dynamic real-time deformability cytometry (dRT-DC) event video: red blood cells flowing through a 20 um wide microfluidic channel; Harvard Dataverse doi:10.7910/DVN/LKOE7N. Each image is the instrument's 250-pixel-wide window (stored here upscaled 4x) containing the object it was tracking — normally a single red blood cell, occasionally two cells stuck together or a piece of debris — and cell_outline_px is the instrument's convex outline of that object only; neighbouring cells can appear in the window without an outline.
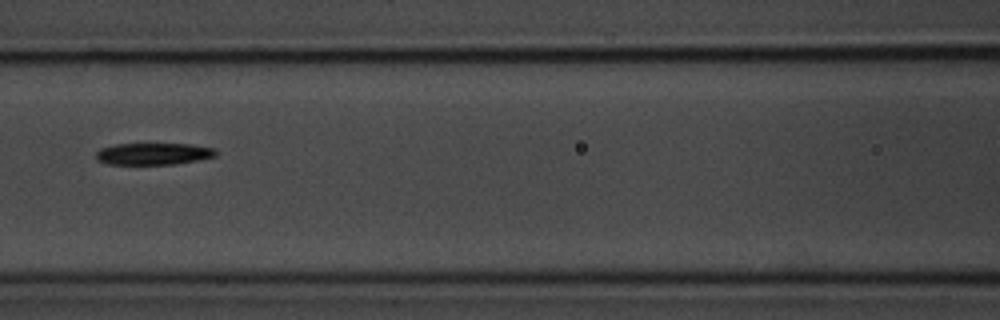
{"species": "common noctule bat (a hibernating species)", "species_latin": "Nyctalus noctula", "temperature_condition": "room temperature", "stored_images_in_passage": 15, "camera_frame_rate_fps": 3000, "um_per_image_px": 0.085, "animal": {"sex": "male", "body_mass_g": 20.1, "forearm_length_mm": 53.5}, "frame": {"image": 1, "passage_image": 7, "time_ms": 7.667, "image_size_px": [1000, 320], "cell_outline_px": [[216, 156], [196, 160], [172, 164], [108, 164], [96, 160], [96, 152], [100, 148], [116, 144], [188, 144], [216, 148]], "centroid_in_image_um": [13.01, 13.07], "position_along_channel_um": 153.6, "area_um2": 15.14}}
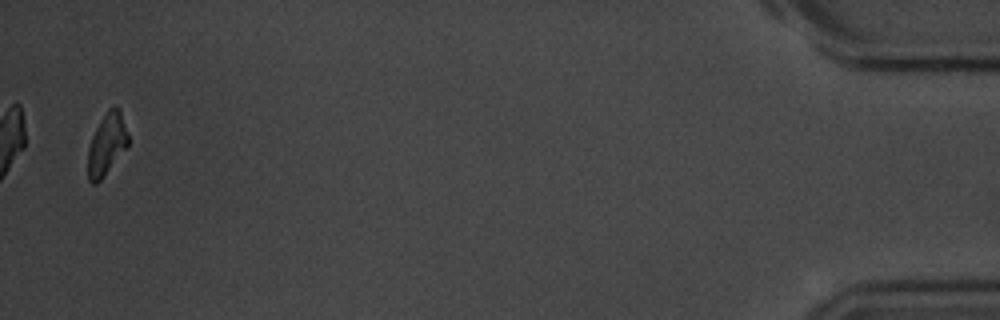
{"frame": {"image": 2, "passage_image": 15, "time_ms": 17.667, "image_size_px": [1000, 320], "cell_outline_px": [[128, 144], [104, 176], [96, 184], [92, 184], [88, 180], [88, 148], [92, 136], [100, 120], [108, 108], [112, 104], [116, 104], [120, 112], [128, 136]], "centroid_in_image_um": [9.05, 12.25], "position_along_channel_um": 426.2, "area_um2": 14.28}, "authors_computed_cell_mechanics": {"area_um2": 16.2418, "velocity_mm_per_s": 3.6174, "shape_relaxation_time_tau1_ms": 3.0002, "shape_relaxation_time_tau2_ms": 7.1479, "deformation_change_tau1": 0.1303, "deformation_change_tau2": 0.1398}}